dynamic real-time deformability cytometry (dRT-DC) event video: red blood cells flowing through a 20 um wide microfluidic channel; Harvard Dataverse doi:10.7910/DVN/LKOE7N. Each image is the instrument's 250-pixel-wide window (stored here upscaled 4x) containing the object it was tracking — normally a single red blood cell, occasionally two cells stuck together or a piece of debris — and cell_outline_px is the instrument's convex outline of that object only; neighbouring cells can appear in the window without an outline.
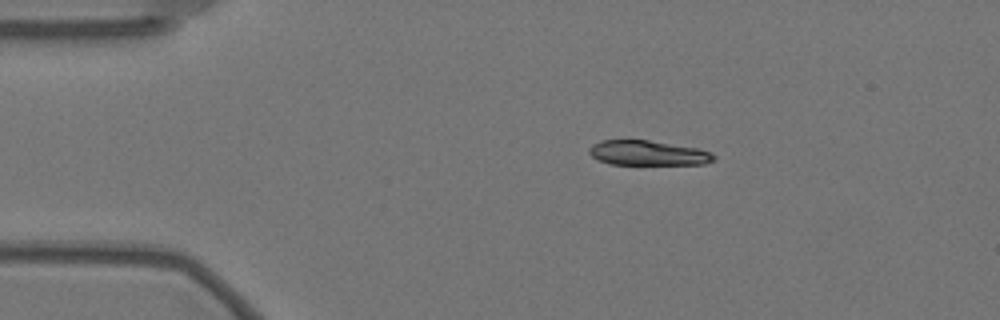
{"species": "Egyptian fruit bat (a non-hibernating species)", "species_latin": "Rousettus aegyptiacus", "temperature_condition": "warm", "stored_images_in_passage": 5, "camera_frame_rate_fps": 3000, "um_per_image_px": 0.085, "animal": {"sex": "female"}, "frame": {"image": 1, "passage_image": 1, "time_ms": 0.0, "image_size_px": [1000, 320], "cell_outline_px": [[716, 156], [712, 160], [704, 164], [608, 164], [592, 156], [588, 152], [588, 148], [592, 144], [600, 140], [648, 140], [700, 148], [712, 152]], "centroid_in_image_um": [55.07, 12.99], "position_along_channel_um": 29.9, "area_um2": 18.09}}